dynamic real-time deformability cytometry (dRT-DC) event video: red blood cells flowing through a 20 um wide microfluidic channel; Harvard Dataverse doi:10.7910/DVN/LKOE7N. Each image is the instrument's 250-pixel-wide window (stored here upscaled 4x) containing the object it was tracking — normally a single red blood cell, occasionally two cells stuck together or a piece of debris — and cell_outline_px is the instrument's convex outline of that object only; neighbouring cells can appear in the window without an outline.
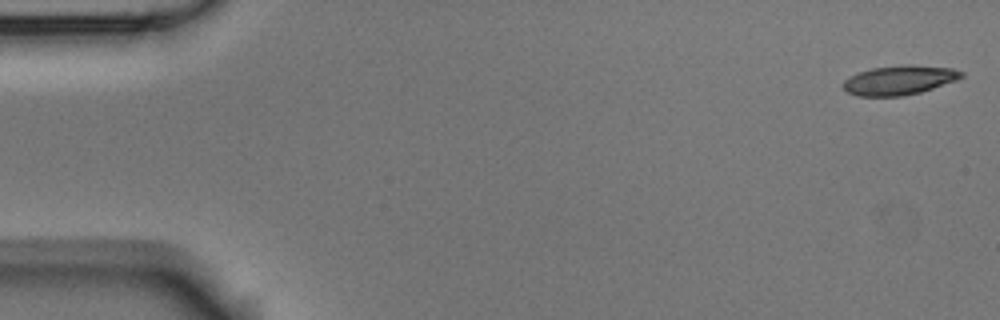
{"species": "Egyptian fruit bat (a non-hibernating species)", "species_latin": "Rousettus aegyptiacus", "temperature_condition": "room temperature", "stored_images_in_passage": 4, "camera_frame_rate_fps": 3000, "um_per_image_px": 0.085, "animal": {"sex": "male"}, "frame": {"image": 1, "passage_image": 1, "time_ms": 0.0, "image_size_px": [1000, 320], "cell_outline_px": [[964, 76], [956, 80], [920, 92], [900, 96], [856, 96], [848, 92], [840, 84], [848, 76], [872, 68], [900, 64], [912, 64], [952, 68], [964, 72]], "centroid_in_image_um": [76.42, 6.8], "position_along_channel_um": 8.6, "area_um2": 20.35}}
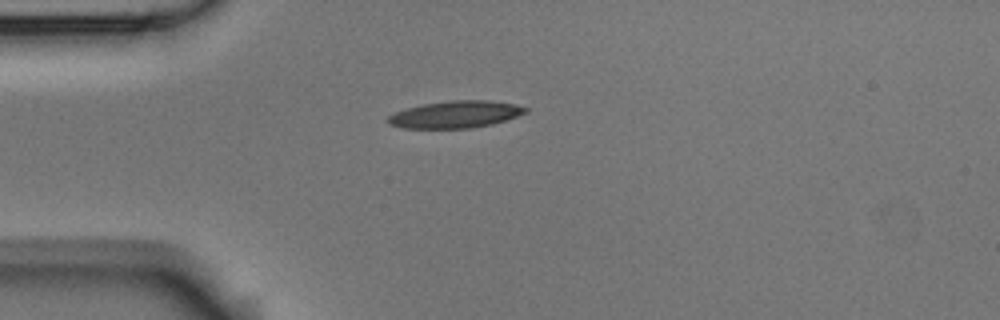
{"frame": {"image": 2, "passage_image": 4, "time_ms": 4.333, "image_size_px": [1000, 320], "cell_outline_px": [[528, 112], [492, 124], [472, 128], [400, 128], [388, 124], [388, 116], [396, 112], [408, 108], [424, 104], [448, 100], [492, 100], [516, 104], [528, 108]], "centroid_in_image_um": [38.73, 9.72], "position_along_channel_um": 46.3, "area_um2": 21.68}}